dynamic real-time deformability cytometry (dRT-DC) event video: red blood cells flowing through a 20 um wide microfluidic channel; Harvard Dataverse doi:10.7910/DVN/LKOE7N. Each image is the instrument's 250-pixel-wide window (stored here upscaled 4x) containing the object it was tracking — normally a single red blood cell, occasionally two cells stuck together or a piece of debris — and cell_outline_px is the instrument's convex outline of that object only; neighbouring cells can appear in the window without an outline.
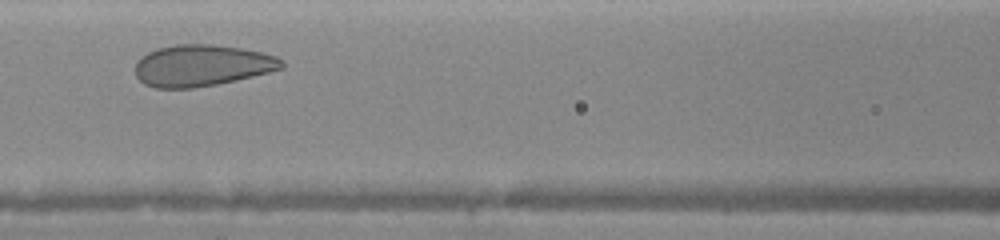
{"species": "human", "species_latin": "Homo sapiens", "temperature_condition": "warm", "stored_images_in_passage": 4, "camera_frame_rate_fps": 3000, "um_per_image_px": 0.085, "donor": {"sex": "female"}, "frame": {"image": 1, "passage_image": 3, "time_ms": 2.0, "image_size_px": [1000, 240], "cell_outline_px": [[284, 68], [236, 80], [196, 88], [156, 88], [144, 84], [136, 76], [136, 60], [140, 56], [156, 48], [176, 44], [212, 44], [240, 48], [260, 52], [276, 56], [284, 64]], "centroid_in_image_um": [17.12, 5.56], "position_along_channel_um": 149.5, "area_um2": 35.43}}